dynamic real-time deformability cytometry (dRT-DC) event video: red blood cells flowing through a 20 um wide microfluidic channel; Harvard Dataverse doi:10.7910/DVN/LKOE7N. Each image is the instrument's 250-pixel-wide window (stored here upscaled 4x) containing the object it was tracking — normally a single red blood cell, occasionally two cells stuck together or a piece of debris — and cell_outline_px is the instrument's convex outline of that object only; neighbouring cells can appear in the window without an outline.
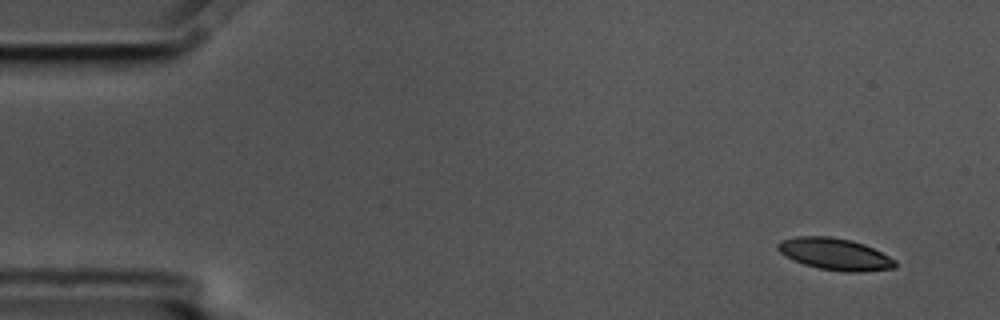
{"species": "common noctule bat (a hibernating species)", "species_latin": "Nyctalus noctula", "temperature_condition": "cold", "stored_images_in_passage": 7, "camera_frame_rate_fps": 3000, "um_per_image_px": 0.085, "animal": {"sex": "male", "body_mass_g": 17.5, "forearm_length_mm": 52.3}, "frame": {"image": 1, "passage_image": 1, "time_ms": 0.0, "image_size_px": [1000, 320], "cell_outline_px": [[896, 268], [860, 272], [848, 272], [820, 268], [804, 264], [780, 252], [776, 248], [776, 244], [780, 240], [796, 236], [832, 236], [852, 240], [864, 244], [896, 260]], "centroid_in_image_um": [70.97, 21.58], "position_along_channel_um": 14.0, "area_um2": 21.62}}
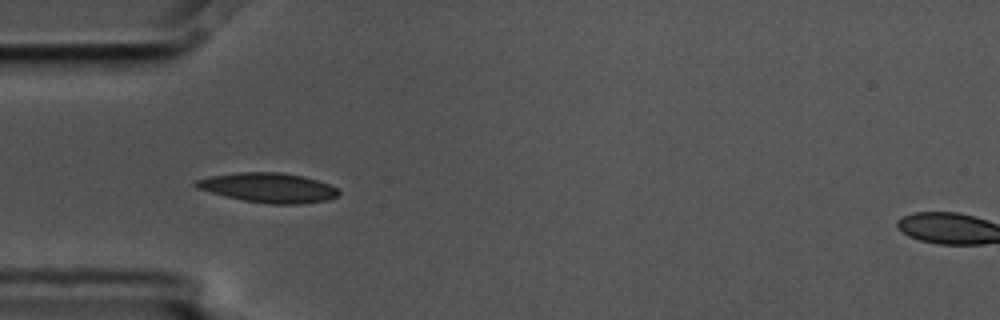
{"frame": {"image": 2, "passage_image": 5, "time_ms": 1.333, "image_size_px": [1000, 320], "cell_outline_px": [[340, 192], [336, 196], [328, 200], [300, 204], [272, 204], [244, 200], [196, 188], [192, 184], [192, 180], [212, 176], [236, 172], [280, 172], [304, 176], [340, 188]], "centroid_in_image_um": [22.82, 15.94], "position_along_channel_um": 62.2, "area_um2": 24.62}}